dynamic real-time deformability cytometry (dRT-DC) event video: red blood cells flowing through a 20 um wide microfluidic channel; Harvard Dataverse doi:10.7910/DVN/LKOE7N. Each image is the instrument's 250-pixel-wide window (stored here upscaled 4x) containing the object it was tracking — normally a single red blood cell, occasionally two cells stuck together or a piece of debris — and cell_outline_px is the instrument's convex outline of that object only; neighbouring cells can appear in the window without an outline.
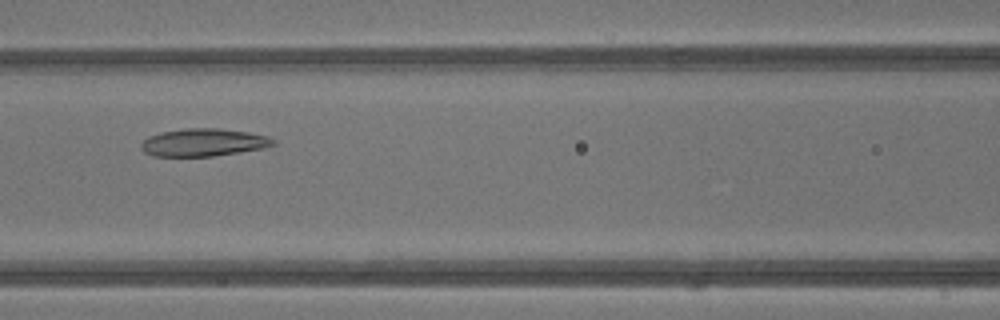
{"species": "common noctule bat (a hibernating species)", "species_latin": "Nyctalus noctula", "temperature_condition": "warm", "stored_images_in_passage": 38, "camera_frame_rate_fps": 3000, "um_per_image_px": 0.085, "animal": {"sex": "male", "body_mass_g": 13.3}, "frame": {"image": 1, "passage_image": 15, "time_ms": 4.667, "image_size_px": [1000, 320], "cell_outline_px": [[276, 144], [264, 148], [240, 152], [212, 156], [152, 156], [144, 152], [140, 148], [140, 144], [148, 136], [160, 132], [184, 128], [220, 128], [248, 132], [268, 136], [276, 140]], "centroid_in_image_um": [17.29, 12.1], "position_along_channel_um": 149.3, "area_um2": 21.5}}
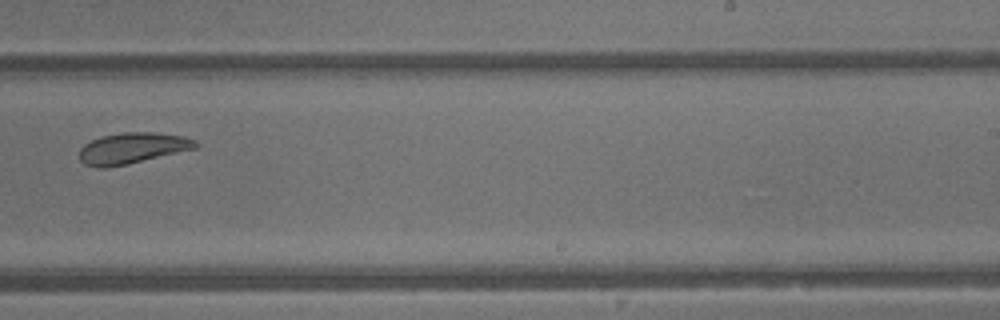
{"frame": {"image": 2, "passage_image": 23, "time_ms": 7.333, "image_size_px": [1000, 320], "cell_outline_px": [[200, 144], [196, 148], [128, 164], [104, 168], [100, 168], [84, 164], [80, 160], [80, 148], [84, 144], [92, 140], [104, 136], [124, 132], [156, 132], [184, 136], [196, 140]], "centroid_in_image_um": [11.27, 12.59], "position_along_channel_um": 277.7, "area_um2": 20.92}}
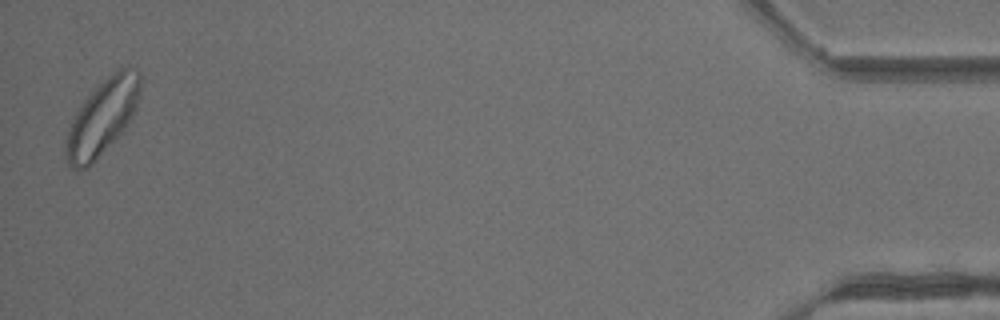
{"frame": {"image": 3, "passage_image": 38, "time_ms": 12.333, "image_size_px": [1000, 320], "cell_outline_px": [[140, 92], [136, 108], [132, 116], [124, 128], [92, 164], [88, 168], [72, 168], [68, 164], [64, 152], [64, 144], [68, 128], [76, 112], [84, 100], [112, 72], [128, 64], [140, 72]], "centroid_in_image_um": [8.69, 9.95], "position_along_channel_um": 426.5, "area_um2": 32.37}, "authors_computed_cell_mechanics": {"area_um2": 24.5361, "velocity_mm_per_s": 4.8381, "shape_relaxation_time_tau1_ms": 4.7489, "shape_relaxation_time_tau2_ms": 2.3718, "deformation_change_tau1": 0.1205, "deformation_change_tau2": 0.0803}}